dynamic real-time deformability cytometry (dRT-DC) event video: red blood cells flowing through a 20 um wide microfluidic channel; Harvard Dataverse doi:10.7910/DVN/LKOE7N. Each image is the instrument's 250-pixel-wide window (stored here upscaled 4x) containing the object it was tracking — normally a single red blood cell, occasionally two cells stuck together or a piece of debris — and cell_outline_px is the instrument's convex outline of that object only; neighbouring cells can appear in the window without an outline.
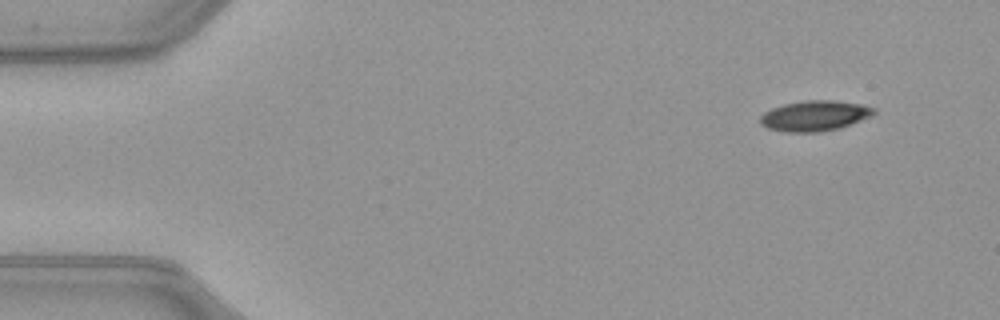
{"species": "common noctule bat (a hibernating species)", "species_latin": "Nyctalus noctula", "temperature_condition": "warm", "stored_images_in_passage": 48, "camera_frame_rate_fps": 3000, "um_per_image_px": 0.085, "animal": {"sex": "female", "body_mass_g": 21.9}, "frame": {"image": 1, "passage_image": 1, "time_ms": 0.0, "image_size_px": [1000, 320], "cell_outline_px": [[876, 112], [872, 116], [840, 128], [820, 132], [784, 132], [768, 128], [760, 124], [760, 116], [764, 112], [772, 108], [784, 104], [804, 100], [832, 100], [860, 104], [876, 108]], "centroid_in_image_um": [69.25, 9.84], "position_along_channel_um": 15.8, "area_um2": 20.23}}
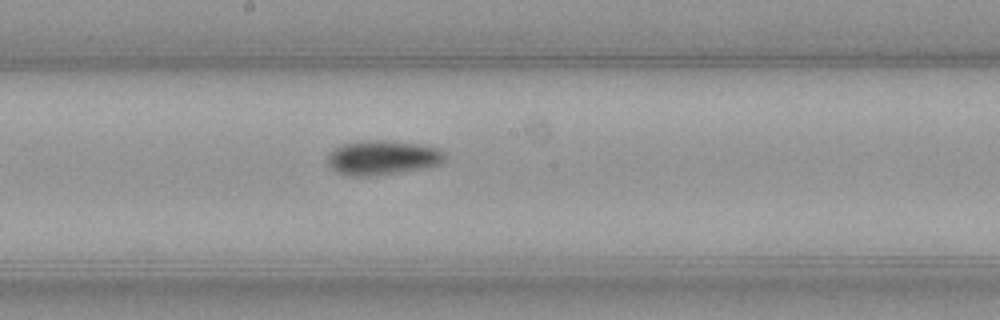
{"frame": {"image": 2, "passage_image": 24, "time_ms": 7.667, "image_size_px": [1000, 320], "cell_outline_px": [[444, 160], [440, 164], [424, 168], [376, 176], [352, 176], [336, 172], [328, 164], [328, 152], [340, 144], [360, 140], [384, 140], [420, 144], [440, 148], [444, 152]], "centroid_in_image_um": [32.49, 13.39], "position_along_channel_um": 215.7, "area_um2": 23.87}}
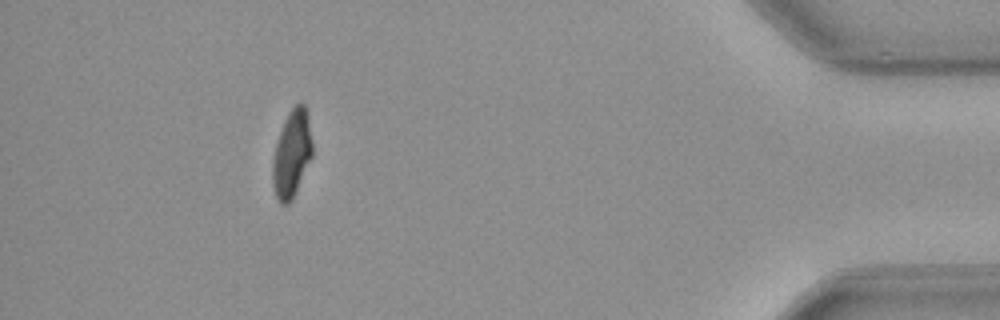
{"frame": {"image": 3, "passage_image": 43, "time_ms": 14.0, "image_size_px": [1000, 320], "cell_outline_px": [[312, 156], [292, 200], [288, 204], [280, 204], [276, 196], [272, 184], [272, 164], [276, 144], [284, 120], [288, 112], [300, 100], [304, 104], [308, 112], [312, 140]], "centroid_in_image_um": [24.81, 13.04], "position_along_channel_um": 410.4, "area_um2": 20.29}, "authors_computed_cell_mechanics": {"area_um2": 21.6172, "velocity_mm_per_s": 4.0298, "shape_relaxation_time_tau1_ms": 5.8788, "shape_relaxation_time_tau2_ms": 5.4887, "deformation_change_tau1": 0.1898, "deformation_change_tau2": 0.1058}}